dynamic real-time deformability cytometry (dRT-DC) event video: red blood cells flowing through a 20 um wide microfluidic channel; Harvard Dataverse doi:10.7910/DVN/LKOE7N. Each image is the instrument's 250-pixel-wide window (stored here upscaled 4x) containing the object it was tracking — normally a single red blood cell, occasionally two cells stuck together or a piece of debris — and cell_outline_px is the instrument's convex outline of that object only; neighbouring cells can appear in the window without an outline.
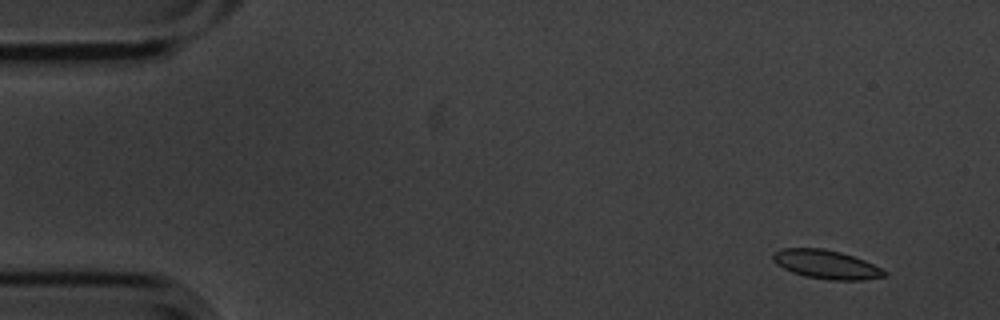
{"species": "common noctule bat (a hibernating species)", "species_latin": "Nyctalus noctula", "temperature_condition": "cold", "stored_images_in_passage": 6, "camera_frame_rate_fps": 3000, "um_per_image_px": 0.085, "animal": {"sex": "male", "body_mass_g": 20.1, "forearm_length_mm": 53.5}, "frame": {"image": 1, "passage_image": 1, "time_ms": 0.0, "image_size_px": [1000, 320], "cell_outline_px": [[888, 276], [864, 280], [828, 280], [804, 276], [792, 272], [776, 264], [772, 260], [772, 256], [776, 252], [784, 248], [824, 248], [840, 252], [864, 260], [888, 272]], "centroid_in_image_um": [70.25, 22.49], "position_along_channel_um": 14.8, "area_um2": 18.67}}
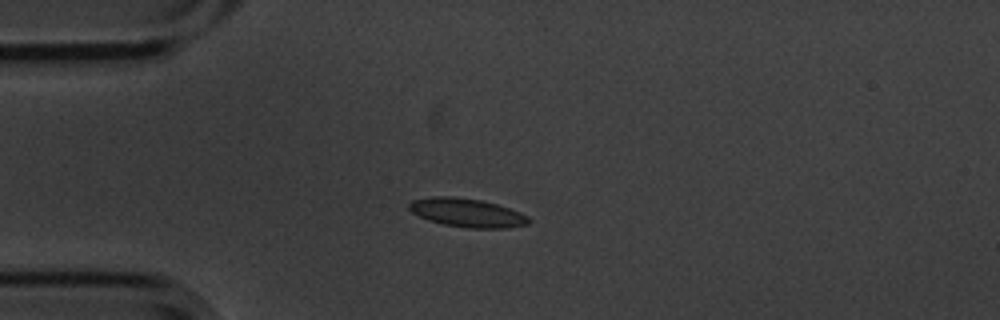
{"frame": {"image": 2, "passage_image": 4, "time_ms": 1.0, "image_size_px": [1000, 320], "cell_outline_px": [[532, 220], [528, 224], [508, 228], [468, 228], [444, 224], [428, 220], [412, 212], [408, 208], [408, 204], [412, 200], [432, 196], [452, 196], [480, 200], [496, 204], [520, 212], [528, 216]], "centroid_in_image_um": [39.71, 18.08], "position_along_channel_um": 45.3, "area_um2": 19.94}}
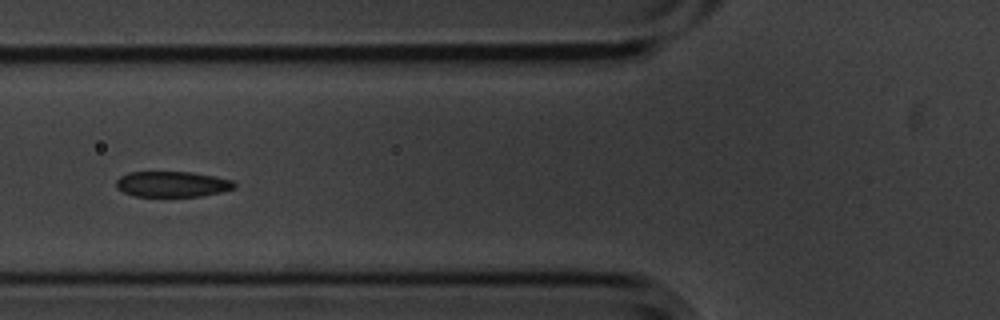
{"frame": {"image": 3, "passage_image": 6, "time_ms": 1.667, "image_size_px": [1000, 320], "cell_outline_px": [[236, 188], [224, 192], [200, 196], [136, 196], [124, 192], [116, 188], [116, 180], [120, 176], [128, 172], [192, 172], [216, 176], [232, 180], [236, 184]], "centroid_in_image_um": [14.67, 15.65], "position_along_channel_um": 111.1, "area_um2": 17.8}}